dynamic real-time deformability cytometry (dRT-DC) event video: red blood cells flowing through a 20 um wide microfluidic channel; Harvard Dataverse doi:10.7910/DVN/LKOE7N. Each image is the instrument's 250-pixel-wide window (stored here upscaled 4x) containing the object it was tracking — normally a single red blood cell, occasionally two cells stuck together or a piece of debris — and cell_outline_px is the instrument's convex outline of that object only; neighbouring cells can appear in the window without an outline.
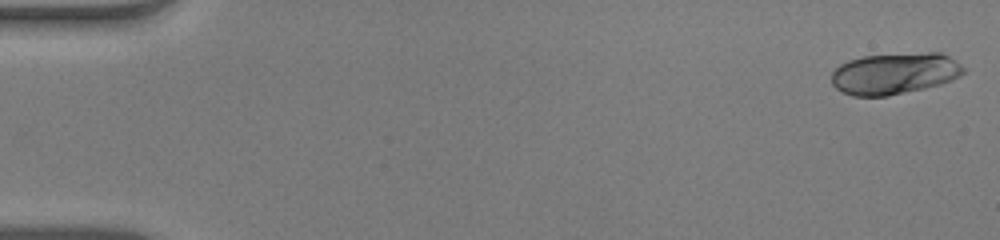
{"species": "human", "species_latin": "Homo sapiens", "temperature_condition": "warm", "stored_images_in_passage": 53, "camera_frame_rate_fps": 3000, "um_per_image_px": 0.085, "donor": {"sex": "male"}, "frame": {"image": 1, "passage_image": 1, "time_ms": 0.0, "image_size_px": [1000, 240], "cell_outline_px": [[964, 72], [960, 76], [952, 80], [940, 84], [924, 88], [888, 96], [852, 96], [836, 88], [832, 84], [832, 72], [840, 64], [848, 60], [864, 56], [928, 52], [940, 52], [956, 60], [964, 68]], "centroid_in_image_um": [76.05, 6.24], "position_along_channel_um": 9.0, "area_um2": 31.85}}
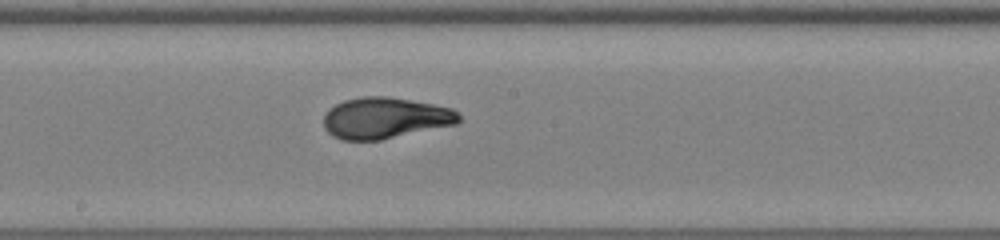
{"frame": {"image": 2, "passage_image": 29, "time_ms": 9.333, "image_size_px": [1000, 240], "cell_outline_px": [[460, 120], [456, 124], [380, 140], [340, 140], [332, 136], [324, 128], [324, 116], [328, 108], [344, 100], [364, 96], [388, 96], [432, 104], [452, 108], [460, 116]], "centroid_in_image_um": [32.7, 10.03], "position_along_channel_um": 215.5, "area_um2": 32.43}}
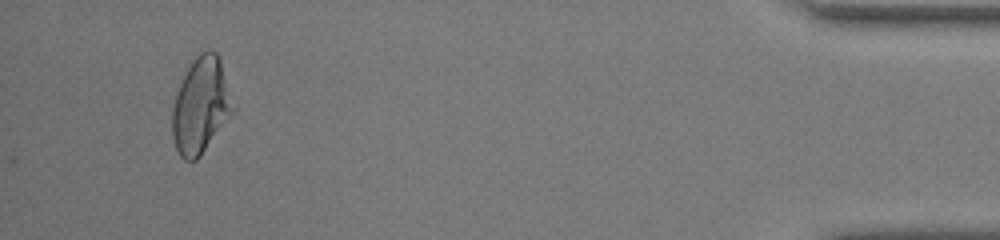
{"frame": {"image": 3, "passage_image": 50, "time_ms": 16.333, "image_size_px": [1000, 240], "cell_outline_px": [[236, 108], [200, 156], [196, 160], [184, 160], [180, 156], [176, 148], [172, 136], [172, 108], [180, 84], [192, 60], [200, 52], [208, 48], [216, 52], [220, 60]], "centroid_in_image_um": [17.07, 8.96], "position_along_channel_um": 418.1, "area_um2": 33.7}, "authors_computed_cell_mechanics": {"area_um2": 32.2524, "velocity_mm_per_s": 3.9207, "shape_relaxation_time_tau1_ms": 6.3365, "shape_relaxation_time_tau2_ms": null, "deformation_change_tau1": 0.2405, "deformation_change_tau2": null}}